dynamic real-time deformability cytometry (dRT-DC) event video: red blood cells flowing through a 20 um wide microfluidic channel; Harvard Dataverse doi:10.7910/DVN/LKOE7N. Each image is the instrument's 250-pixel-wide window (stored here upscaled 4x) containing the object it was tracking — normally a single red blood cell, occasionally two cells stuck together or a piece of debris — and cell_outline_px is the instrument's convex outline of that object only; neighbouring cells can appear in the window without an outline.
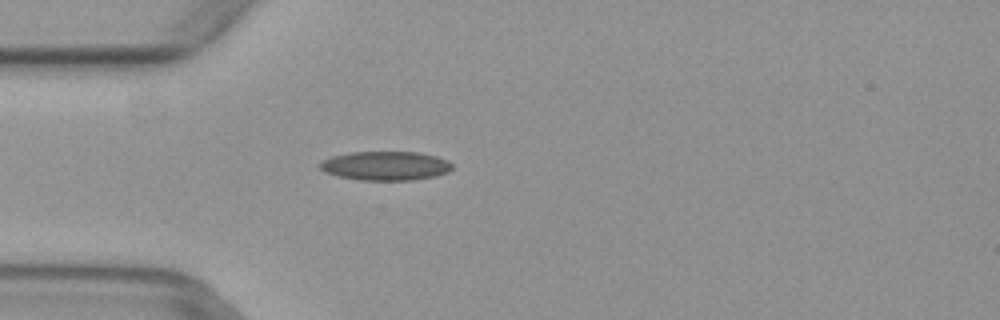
{"species": "common noctule bat (a hibernating species)", "species_latin": "Nyctalus noctula", "temperature_condition": "warm", "stored_images_in_passage": 4, "camera_frame_rate_fps": 3000, "um_per_image_px": 0.085, "animal": {"sex": "female", "body_mass_g": 29.2, "forearm_length_mm": 56.3}, "frame": {"image": 1, "passage_image": 4, "time_ms": 1.0, "image_size_px": [1000, 320], "cell_outline_px": [[452, 168], [448, 172], [436, 176], [412, 180], [360, 180], [340, 176], [328, 172], [320, 168], [320, 160], [332, 156], [348, 152], [420, 152], [436, 156], [448, 160], [452, 164]], "centroid_in_image_um": [32.8, 14.08], "position_along_channel_um": 52.2, "area_um2": 22.37}}